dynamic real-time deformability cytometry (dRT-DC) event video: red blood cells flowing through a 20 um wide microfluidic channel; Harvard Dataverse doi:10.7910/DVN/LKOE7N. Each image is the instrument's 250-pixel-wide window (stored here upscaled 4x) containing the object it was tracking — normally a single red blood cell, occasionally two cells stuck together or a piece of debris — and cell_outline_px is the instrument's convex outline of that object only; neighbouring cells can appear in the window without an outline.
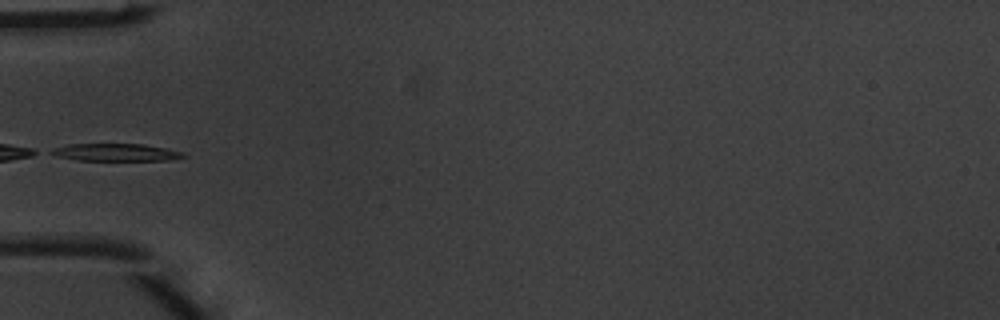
{"species": "common noctule bat (a hibernating species)", "species_latin": "Nyctalus noctula", "temperature_condition": "warm", "stored_images_in_passage": 6, "camera_frame_rate_fps": 3000, "um_per_image_px": 0.085, "animal": {"sex": "male", "body_mass_g": 20.1, "forearm_length_mm": 53.5}, "frame": {"image": 1, "passage_image": 5, "time_ms": 1.333, "image_size_px": [1000, 320], "cell_outline_px": [[188, 156], [172, 160], [76, 160], [56, 156], [48, 152], [52, 148], [68, 144], [140, 144], [164, 148], [184, 152]], "centroid_in_image_um": [9.82, 12.95], "position_along_channel_um": 75.2, "area_um2": 13.41}}
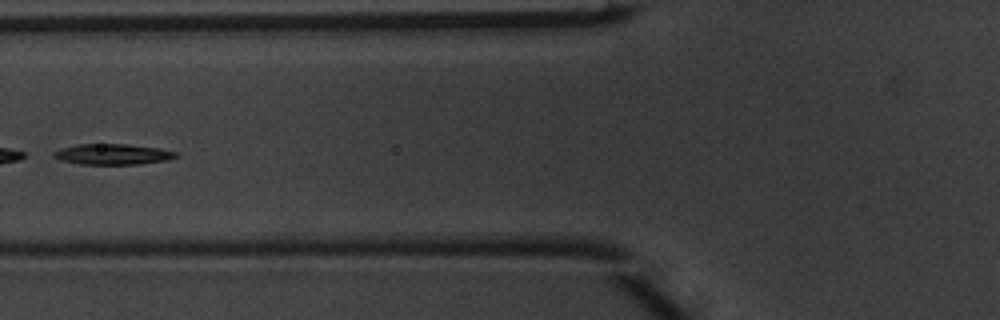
{"frame": {"image": 2, "passage_image": 6, "time_ms": 1.667, "image_size_px": [1000, 320], "cell_outline_px": [[180, 156], [168, 160], [140, 164], [80, 164], [60, 160], [52, 156], [52, 152], [60, 148], [76, 144], [128, 144], [156, 148], [176, 152]], "centroid_in_image_um": [9.55, 13.11], "position_along_channel_um": 116.3, "area_um2": 14.8}}